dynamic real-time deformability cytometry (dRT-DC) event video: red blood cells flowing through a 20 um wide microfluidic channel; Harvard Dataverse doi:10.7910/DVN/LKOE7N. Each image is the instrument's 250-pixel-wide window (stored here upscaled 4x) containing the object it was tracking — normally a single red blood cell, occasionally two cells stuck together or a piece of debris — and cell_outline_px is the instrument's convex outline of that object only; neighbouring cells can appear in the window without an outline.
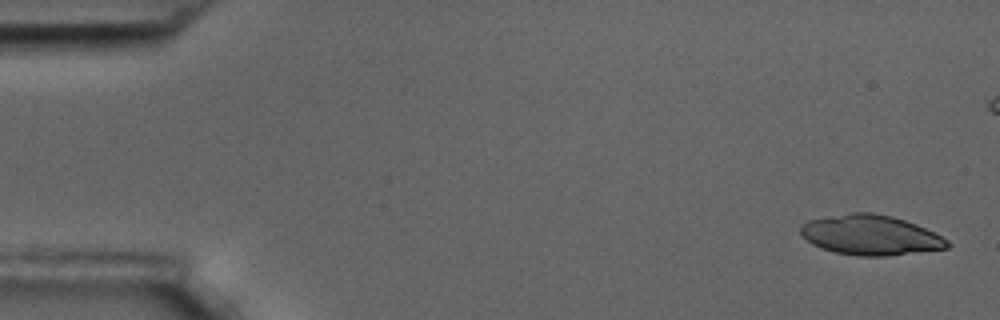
{"species": "common noctule bat (a hibernating species)", "species_latin": "Nyctalus noctula", "temperature_condition": "room temperature", "stored_images_in_passage": 7, "camera_frame_rate_fps": 3000, "um_per_image_px": 0.085, "animal": {"sex": "male", "body_mass_g": 17.5, "forearm_length_mm": 52.3}, "frame": {"image": 1, "passage_image": 1, "time_ms": 0.0, "image_size_px": [1000, 320], "cell_outline_px": [[952, 244], [948, 248], [884, 256], [856, 256], [836, 252], [812, 244], [800, 232], [800, 224], [808, 220], [852, 212], [872, 212], [892, 216], [916, 224], [948, 240]], "centroid_in_image_um": [73.99, 19.97], "position_along_channel_um": 11.0, "area_um2": 33.93}}